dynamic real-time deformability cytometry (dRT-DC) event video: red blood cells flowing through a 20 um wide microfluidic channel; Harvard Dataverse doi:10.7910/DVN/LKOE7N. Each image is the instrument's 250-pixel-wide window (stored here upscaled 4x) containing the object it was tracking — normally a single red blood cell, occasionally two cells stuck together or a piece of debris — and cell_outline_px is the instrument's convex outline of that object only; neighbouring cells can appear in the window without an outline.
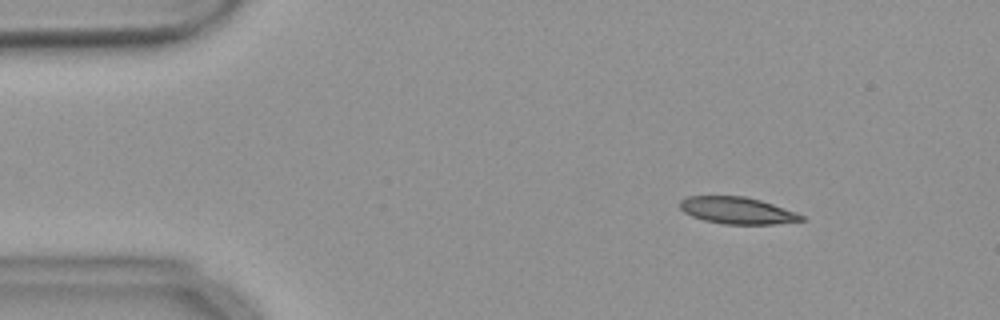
{"species": "common noctule bat (a hibernating species)", "species_latin": "Nyctalus noctula", "temperature_condition": "warm", "stored_images_in_passage": 38, "camera_frame_rate_fps": 3000, "um_per_image_px": 0.085, "animal": {"sex": "female", "body_mass_g": 18.4}, "frame": {"image": 1, "passage_image": 7, "time_ms": 2.0, "image_size_px": [1000, 320], "cell_outline_px": [[804, 220], [772, 224], [724, 224], [704, 220], [692, 216], [684, 212], [680, 208], [680, 200], [688, 196], [744, 196], [760, 200], [772, 204], [804, 216]], "centroid_in_image_um": [62.61, 17.89], "position_along_channel_um": 22.4, "area_um2": 18.73}}
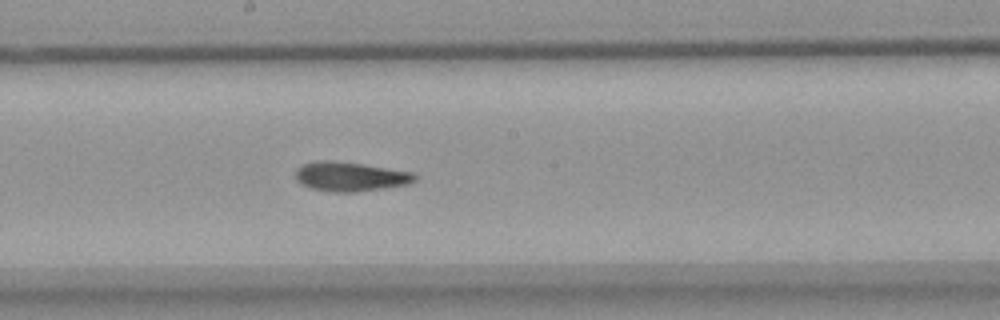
{"frame": {"image": 2, "passage_image": 29, "time_ms": 9.333, "image_size_px": [1000, 320], "cell_outline_px": [[416, 180], [408, 184], [384, 188], [356, 192], [332, 192], [312, 188], [300, 184], [296, 180], [296, 168], [304, 164], [320, 160], [328, 160], [360, 164], [412, 172], [416, 176]], "centroid_in_image_um": [29.74, 15.02], "position_along_channel_um": 218.5, "area_um2": 20.17}}
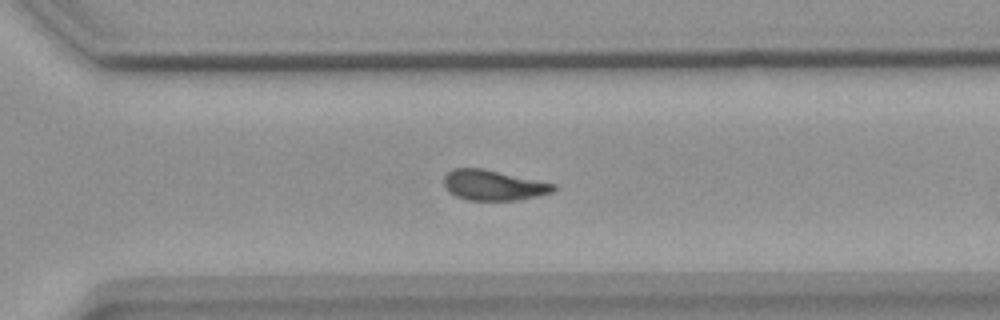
{"frame": {"image": 3, "passage_image": 38, "time_ms": 12.333, "image_size_px": [1000, 320], "cell_outline_px": [[556, 188], [552, 192], [536, 196], [516, 200], [468, 200], [456, 196], [448, 192], [444, 184], [444, 176], [452, 168], [480, 168], [556, 184]], "centroid_in_image_um": [41.9, 15.74], "position_along_channel_um": 328.7, "area_um2": 19.13}}